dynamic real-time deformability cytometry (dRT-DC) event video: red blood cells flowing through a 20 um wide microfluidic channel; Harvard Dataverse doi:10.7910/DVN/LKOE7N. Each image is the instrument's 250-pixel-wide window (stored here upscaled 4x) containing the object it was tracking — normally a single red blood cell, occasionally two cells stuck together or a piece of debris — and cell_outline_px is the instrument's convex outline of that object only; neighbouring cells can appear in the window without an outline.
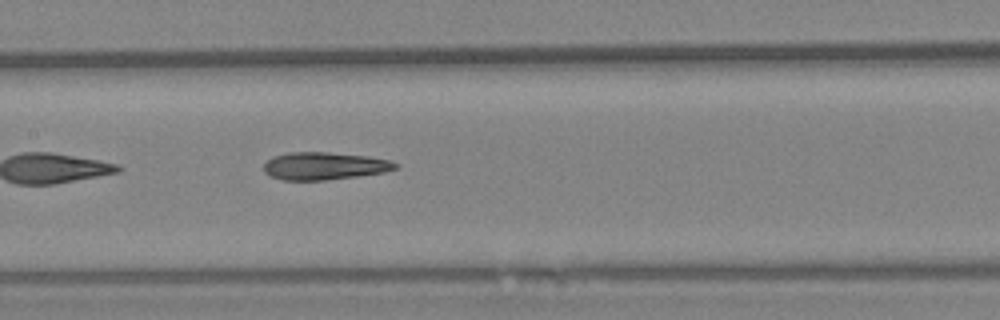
{"species": "Egyptian fruit bat (a non-hibernating species)", "species_latin": "Rousettus aegyptiacus", "temperature_condition": "warm", "stored_images_in_passage": 27, "camera_frame_rate_fps": 3000, "um_per_image_px": 0.085, "animal": {"sex": "female"}, "frame": {"image": 1, "passage_image": 12, "time_ms": 3.667, "image_size_px": [1000, 320], "cell_outline_px": [[400, 164], [396, 168], [384, 172], [356, 176], [324, 180], [284, 180], [272, 176], [264, 172], [264, 164], [272, 156], [288, 152], [328, 152], [364, 156], [388, 160]], "centroid_in_image_um": [27.53, 14.1], "position_along_channel_um": 179.9, "area_um2": 20.92}}
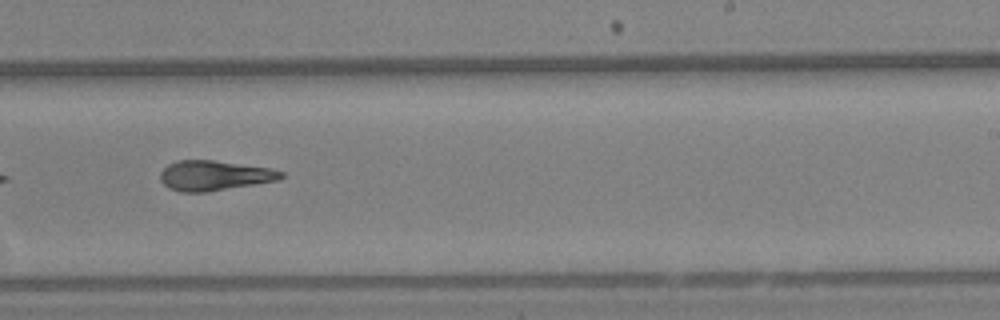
{"frame": {"image": 2, "passage_image": 20, "time_ms": 6.333, "image_size_px": [1000, 320], "cell_outline_px": [[284, 176], [280, 180], [208, 192], [180, 192], [168, 188], [160, 180], [160, 172], [168, 164], [176, 160], [212, 160], [272, 168], [284, 172]], "centroid_in_image_um": [18.22, 14.92], "position_along_channel_um": 270.8, "area_um2": 21.33}}
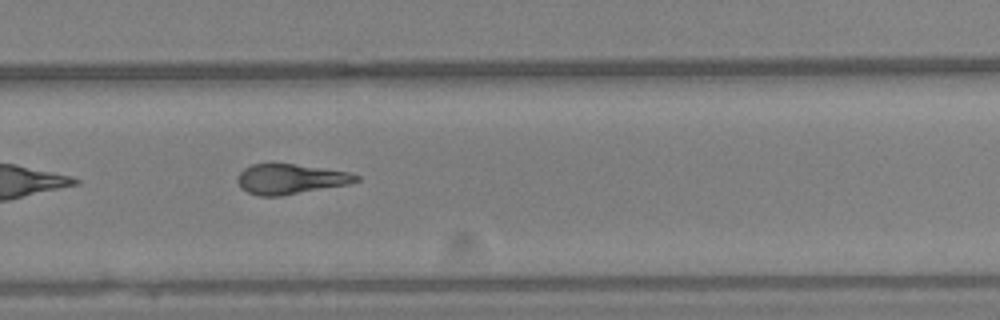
{"frame": {"image": 3, "passage_image": 23, "time_ms": 7.333, "image_size_px": [1000, 320], "cell_outline_px": [[360, 180], [348, 184], [280, 196], [260, 196], [248, 192], [240, 188], [236, 180], [240, 172], [244, 168], [252, 164], [292, 164], [348, 172], [360, 176]], "centroid_in_image_um": [24.65, 15.22], "position_along_channel_um": 305.2, "area_um2": 20.52}}